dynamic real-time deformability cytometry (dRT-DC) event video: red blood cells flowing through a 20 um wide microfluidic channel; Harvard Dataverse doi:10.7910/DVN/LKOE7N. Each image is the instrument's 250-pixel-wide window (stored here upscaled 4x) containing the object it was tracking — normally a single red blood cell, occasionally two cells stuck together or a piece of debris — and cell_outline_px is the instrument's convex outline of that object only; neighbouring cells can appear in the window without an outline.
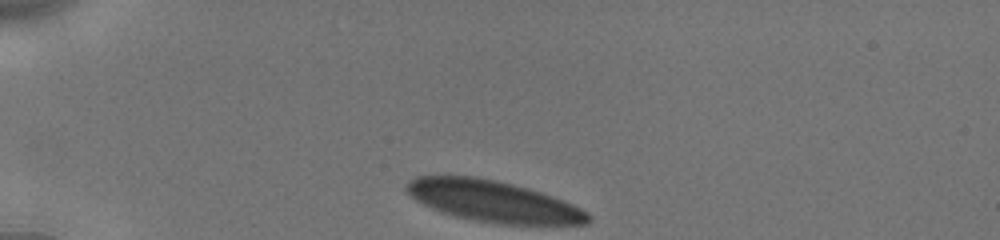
{"species": "human", "species_latin": "Homo sapiens", "temperature_condition": "cold", "stored_images_in_passage": 34, "camera_frame_rate_fps": 3000, "um_per_image_px": 0.085, "donor": {"sex": "male"}, "frame": {"image": 1, "passage_image": 1, "time_ms": 0.0, "image_size_px": [1000, 240], "cell_outline_px": [[592, 220], [588, 224], [500, 224], [476, 220], [456, 216], [440, 212], [416, 200], [408, 192], [408, 180], [416, 176], [472, 176], [496, 180], [528, 188], [564, 200], [588, 212], [592, 216]], "centroid_in_image_um": [41.97, 17.11], "position_along_channel_um": 43.0, "area_um2": 43.35}}
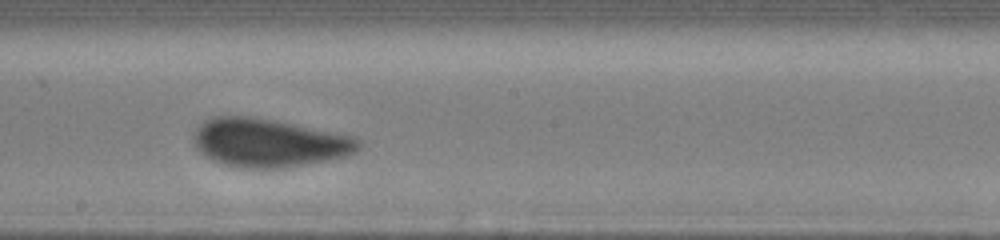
{"frame": {"image": 2, "passage_image": 19, "time_ms": 6.0, "image_size_px": [1000, 240], "cell_outline_px": [[360, 148], [356, 152], [348, 156], [304, 164], [280, 168], [236, 168], [224, 164], [204, 156], [196, 148], [192, 140], [192, 136], [196, 128], [204, 120], [212, 116], [252, 116], [276, 120], [336, 132], [352, 136], [360, 140]], "centroid_in_image_um": [22.82, 12.12], "position_along_channel_um": 225.4, "area_um2": 46.88}}
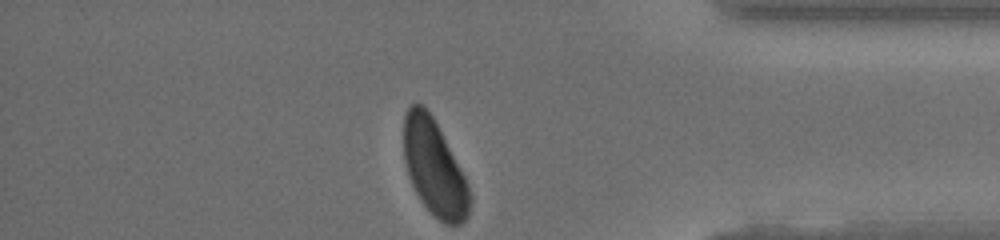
{"frame": {"image": 3, "passage_image": 34, "time_ms": 11.0, "image_size_px": [1000, 240], "cell_outline_px": [[472, 200], [468, 216], [460, 224], [444, 224], [420, 200], [408, 176], [404, 160], [404, 116], [408, 108], [412, 104], [420, 104], [432, 116], [464, 176], [468, 184], [472, 196]], "centroid_in_image_um": [36.92, 14.3], "position_along_channel_um": 398.3, "area_um2": 36.24}, "authors_computed_cell_mechanics": {"area_um2": 46.0377, "velocity_mm_per_s": 3.8216, "shape_relaxation_time_tau1_ms": 2.9717, "shape_relaxation_time_tau2_ms": null, "deformation_change_tau1": 0.1135, "deformation_change_tau2": null}}